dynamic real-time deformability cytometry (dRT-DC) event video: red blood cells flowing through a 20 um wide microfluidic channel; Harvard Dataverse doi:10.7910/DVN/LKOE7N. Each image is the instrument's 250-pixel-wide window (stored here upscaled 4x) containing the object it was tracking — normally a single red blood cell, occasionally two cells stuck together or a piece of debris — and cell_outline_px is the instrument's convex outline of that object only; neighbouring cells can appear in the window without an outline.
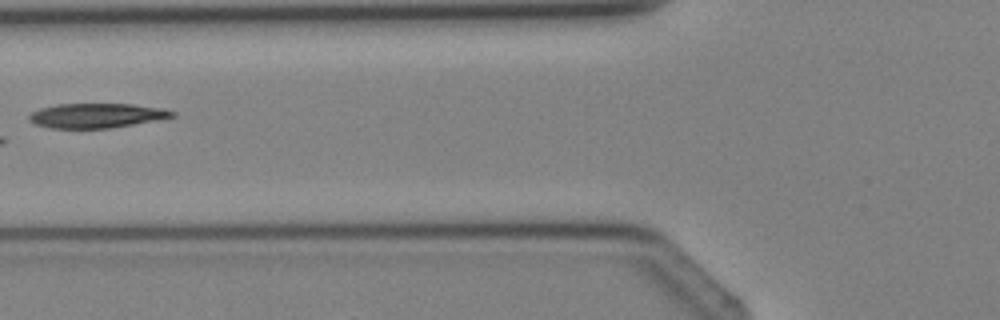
{"species": "Egyptian fruit bat (a non-hibernating species)", "species_latin": "Rousettus aegyptiacus", "temperature_condition": "cold", "stored_images_in_passage": 4, "camera_frame_rate_fps": 3000, "um_per_image_px": 0.085, "animal": {"sex": "female"}, "frame": {"image": 1, "passage_image": 4, "time_ms": 3.667, "image_size_px": [1000, 320], "cell_outline_px": [[176, 116], [112, 128], [48, 128], [36, 124], [28, 120], [28, 116], [32, 112], [40, 108], [56, 104], [132, 104], [164, 108], [176, 112]], "centroid_in_image_um": [8.2, 9.82], "position_along_channel_um": 117.6, "area_um2": 20.52}}